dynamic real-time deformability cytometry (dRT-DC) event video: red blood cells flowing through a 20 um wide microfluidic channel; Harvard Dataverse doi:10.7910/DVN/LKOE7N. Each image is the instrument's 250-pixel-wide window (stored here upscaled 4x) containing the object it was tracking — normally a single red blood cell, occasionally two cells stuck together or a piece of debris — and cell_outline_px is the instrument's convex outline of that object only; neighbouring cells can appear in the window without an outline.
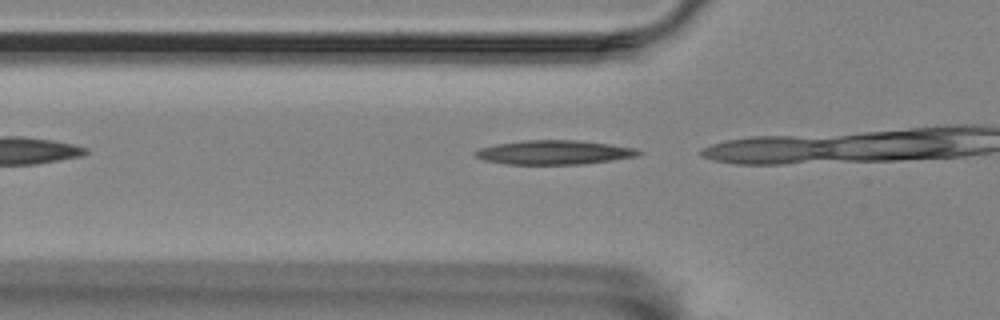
{"species": "Egyptian fruit bat (a non-hibernating species)", "species_latin": "Rousettus aegyptiacus", "temperature_condition": "room temperature", "stored_images_in_passage": 4, "camera_frame_rate_fps": 3000, "um_per_image_px": 0.085, "animal": {"sex": "female"}, "frame": {"image": 1, "passage_image": 3, "time_ms": 2.333, "image_size_px": [1000, 320], "cell_outline_px": [[644, 152], [636, 156], [612, 160], [584, 164], [504, 164], [484, 160], [476, 156], [472, 152], [480, 148], [496, 144], [524, 140], [576, 140], [608, 144], [636, 148]], "centroid_in_image_um": [47.09, 12.95], "position_along_channel_um": 78.7, "area_um2": 22.95}}